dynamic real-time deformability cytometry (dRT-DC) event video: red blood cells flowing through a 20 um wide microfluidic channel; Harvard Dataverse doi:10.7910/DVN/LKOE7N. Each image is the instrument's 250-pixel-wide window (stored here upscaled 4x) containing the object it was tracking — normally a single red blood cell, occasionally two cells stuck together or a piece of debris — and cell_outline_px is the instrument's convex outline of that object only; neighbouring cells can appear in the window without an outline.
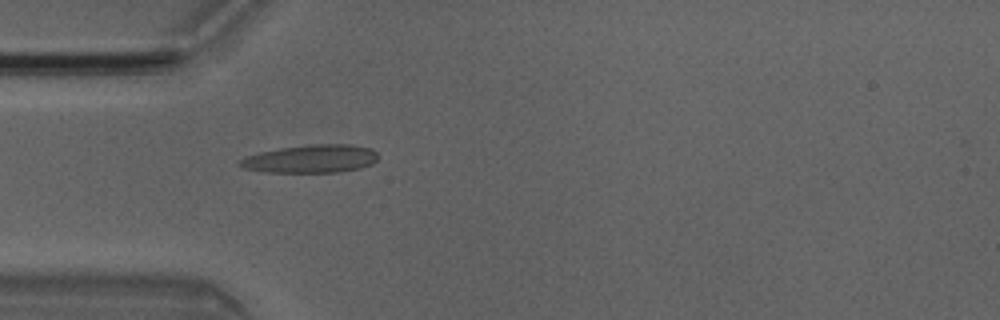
{"species": "Egyptian fruit bat (a non-hibernating species)", "species_latin": "Rousettus aegyptiacus", "temperature_condition": "room temperature", "stored_images_in_passage": 5, "camera_frame_rate_fps": 3000, "um_per_image_px": 0.085, "animal": {"sex": "male"}, "frame": {"image": 1, "passage_image": 5, "time_ms": 1.333, "image_size_px": [1000, 320], "cell_outline_px": [[376, 160], [372, 164], [360, 168], [340, 172], [268, 172], [244, 168], [236, 164], [240, 160], [248, 156], [260, 152], [280, 148], [312, 144], [352, 144], [372, 148], [376, 152]], "centroid_in_image_um": [26.46, 13.49], "position_along_channel_um": 58.5, "area_um2": 22.54}}